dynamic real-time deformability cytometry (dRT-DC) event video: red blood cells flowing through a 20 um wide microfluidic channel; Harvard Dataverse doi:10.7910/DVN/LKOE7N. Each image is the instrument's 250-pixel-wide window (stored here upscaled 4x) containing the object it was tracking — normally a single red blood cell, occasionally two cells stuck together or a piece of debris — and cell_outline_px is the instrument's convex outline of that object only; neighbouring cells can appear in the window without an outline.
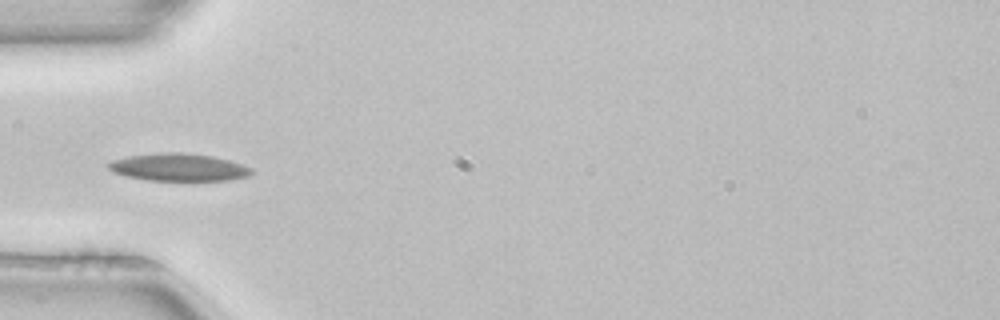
{"species": "common noctule bat (a hibernating species)", "species_latin": "Nyctalus noctula", "temperature_condition": "room temperature", "stored_images_in_passage": 6, "camera_frame_rate_fps": 3000, "um_per_image_px": 0.085, "animal": {"sex": "female", "body_mass_g": 22.7, "forearm_length_mm": 54.2}, "frame": {"image": 1, "passage_image": 6, "time_ms": 1.667, "image_size_px": [1000, 320], "cell_outline_px": [[252, 172], [248, 176], [228, 180], [148, 180], [128, 176], [112, 172], [108, 168], [108, 164], [112, 160], [128, 156], [160, 152], [180, 152], [212, 156], [228, 160], [252, 168]], "centroid_in_image_um": [15.16, 14.21], "position_along_channel_um": 69.8, "area_um2": 22.72}}